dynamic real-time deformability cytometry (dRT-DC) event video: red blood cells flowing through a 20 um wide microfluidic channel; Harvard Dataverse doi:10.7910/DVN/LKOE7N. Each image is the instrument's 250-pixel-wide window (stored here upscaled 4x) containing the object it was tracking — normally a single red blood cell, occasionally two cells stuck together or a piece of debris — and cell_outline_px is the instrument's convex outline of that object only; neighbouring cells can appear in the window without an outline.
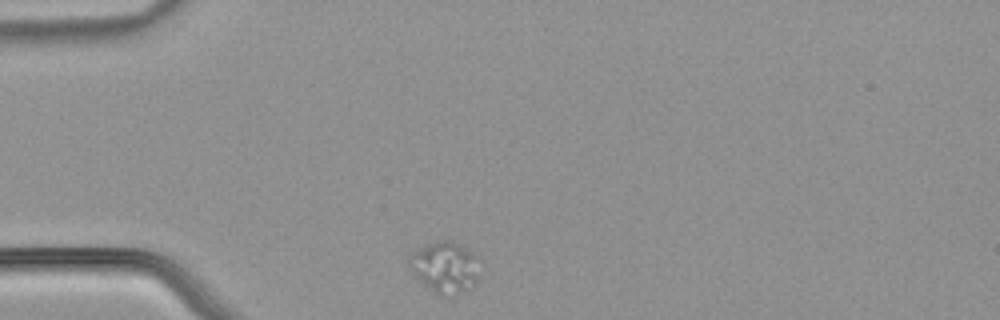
{"species": "common noctule bat (a hibernating species)", "species_latin": "Nyctalus noctula", "temperature_condition": "warm", "stored_images_in_passage": 31, "camera_frame_rate_fps": 3000, "um_per_image_px": 0.085, "animal": {"sex": "male", "body_mass_g": 21.5, "forearm_length_mm": 52.0}, "frame": {"image": 1, "passage_image": 1, "time_ms": 0.0, "image_size_px": [1000, 320], "cell_outline_px": [[480, 276], [468, 288], [460, 292], [440, 296], [424, 284], [412, 272], [408, 264], [408, 256], [412, 252], [436, 240], [448, 240], [480, 256]], "centroid_in_image_um": [37.84, 22.69], "position_along_channel_um": 47.2, "area_um2": 20.92}}
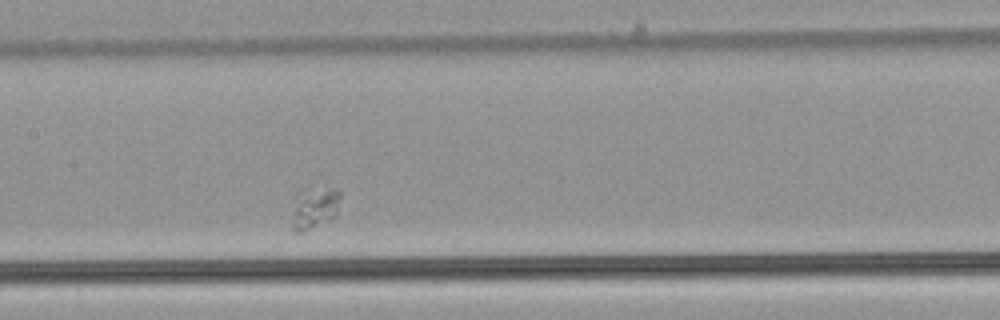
{"frame": {"image": 2, "passage_image": 14, "time_ms": 4.333, "image_size_px": [1000, 320], "cell_outline_px": [[340, 196], [336, 216], [332, 220], [300, 232], [292, 232], [292, 196], [300, 188], [336, 188], [340, 192]], "centroid_in_image_um": [26.67, 17.63], "position_along_channel_um": 180.7, "area_um2": 12.43}}
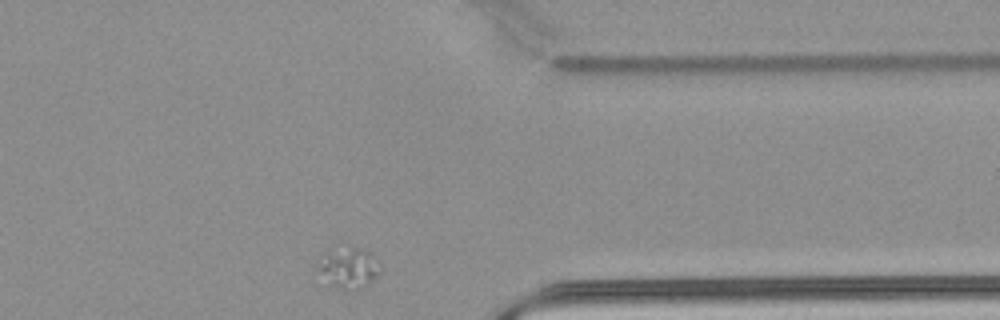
{"frame": {"image": 3, "passage_image": 31, "time_ms": 10.0, "image_size_px": [1000, 320], "cell_outline_px": [[384, 272], [360, 288], [352, 292], [344, 292], [336, 288], [312, 272], [316, 260], [328, 248], [352, 244], [372, 252], [384, 268]], "centroid_in_image_um": [29.56, 22.72], "position_along_channel_um": 381.8, "area_um2": 16.76}}